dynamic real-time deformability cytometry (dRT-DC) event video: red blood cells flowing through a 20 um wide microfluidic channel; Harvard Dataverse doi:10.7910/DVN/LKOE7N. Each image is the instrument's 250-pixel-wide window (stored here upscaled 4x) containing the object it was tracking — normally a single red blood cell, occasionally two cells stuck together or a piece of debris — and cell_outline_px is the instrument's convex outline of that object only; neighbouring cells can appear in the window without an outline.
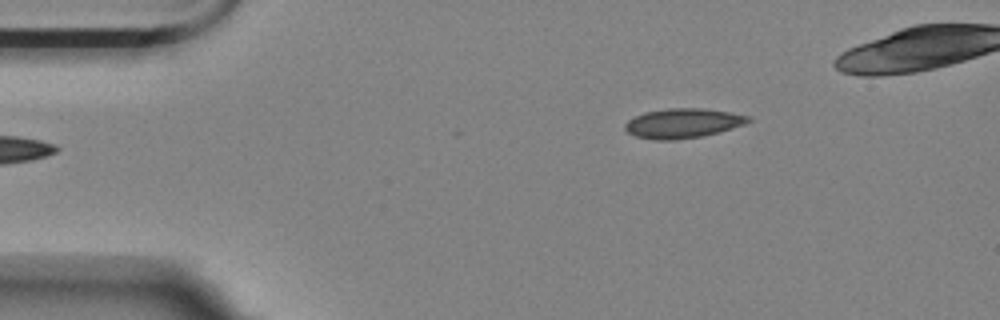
{"species": "Egyptian fruit bat (a non-hibernating species)", "species_latin": "Rousettus aegyptiacus", "temperature_condition": "room temperature", "stored_images_in_passage": 2, "camera_frame_rate_fps": 3000, "um_per_image_px": 0.085, "animal": {"sex": "female"}, "frame": {"image": 1, "passage_image": 2, "time_ms": 1.333, "image_size_px": [1000, 320], "cell_outline_px": [[752, 120], [744, 124], [720, 132], [700, 136], [676, 140], [656, 140], [636, 136], [628, 132], [624, 128], [624, 124], [628, 120], [644, 112], [668, 108], [700, 108], [728, 112], [752, 116]], "centroid_in_image_um": [58.04, 10.47], "position_along_channel_um": 27.0, "area_um2": 21.21}}